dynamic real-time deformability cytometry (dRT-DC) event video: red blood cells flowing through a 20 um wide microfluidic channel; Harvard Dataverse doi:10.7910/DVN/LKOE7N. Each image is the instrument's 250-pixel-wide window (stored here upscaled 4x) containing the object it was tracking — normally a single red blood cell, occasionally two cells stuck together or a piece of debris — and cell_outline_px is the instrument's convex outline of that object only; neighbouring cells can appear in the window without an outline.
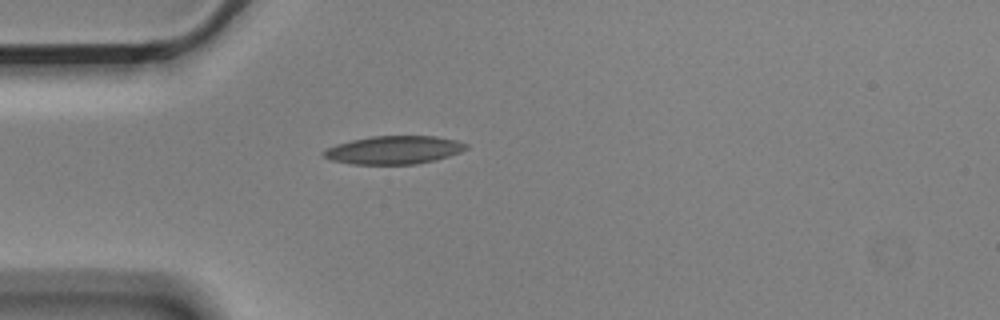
{"species": "Egyptian fruit bat (a non-hibernating species)", "species_latin": "Rousettus aegyptiacus", "temperature_condition": "cold", "stored_images_in_passage": 3, "camera_frame_rate_fps": 3000, "um_per_image_px": 0.085, "animal": {"sex": "male"}, "frame": {"image": 1, "passage_image": 3, "time_ms": 0.667, "image_size_px": [1000, 320], "cell_outline_px": [[468, 148], [460, 152], [436, 160], [416, 164], [352, 164], [332, 160], [324, 156], [324, 152], [328, 148], [336, 144], [352, 140], [372, 136], [436, 136], [456, 140], [468, 144]], "centroid_in_image_um": [33.53, 12.74], "position_along_channel_um": 51.5, "area_um2": 23.24}}